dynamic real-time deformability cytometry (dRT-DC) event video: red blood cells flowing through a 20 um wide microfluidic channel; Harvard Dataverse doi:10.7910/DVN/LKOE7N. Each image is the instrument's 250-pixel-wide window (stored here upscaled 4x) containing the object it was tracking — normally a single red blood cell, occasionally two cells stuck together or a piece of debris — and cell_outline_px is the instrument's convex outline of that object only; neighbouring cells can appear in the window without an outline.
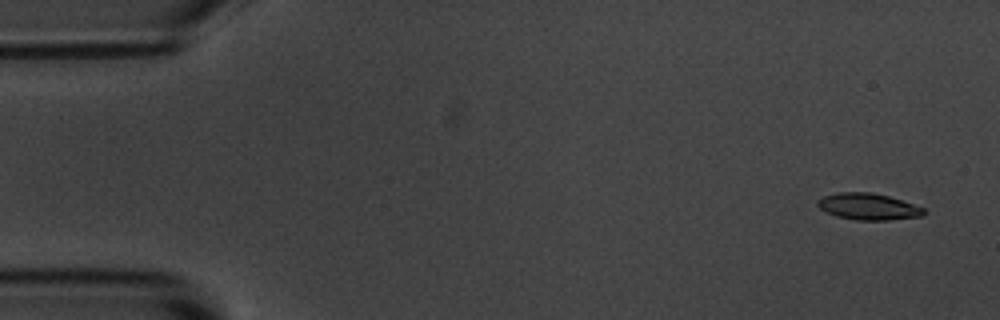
{"species": "common noctule bat (a hibernating species)", "species_latin": "Nyctalus noctula", "temperature_condition": "room temperature", "stored_images_in_passage": 5, "camera_frame_rate_fps": 3000, "um_per_image_px": 0.085, "animal": {"sex": "male", "body_mass_g": 20.1, "forearm_length_mm": 53.5}, "frame": {"image": 1, "passage_image": 1, "time_ms": 0.0, "image_size_px": [1000, 320], "cell_outline_px": [[928, 212], [924, 216], [888, 220], [856, 220], [836, 216], [820, 208], [816, 204], [816, 200], [824, 196], [836, 192], [872, 192], [888, 196], [924, 208]], "centroid_in_image_um": [73.81, 17.56], "position_along_channel_um": 11.2, "area_um2": 16.47}}